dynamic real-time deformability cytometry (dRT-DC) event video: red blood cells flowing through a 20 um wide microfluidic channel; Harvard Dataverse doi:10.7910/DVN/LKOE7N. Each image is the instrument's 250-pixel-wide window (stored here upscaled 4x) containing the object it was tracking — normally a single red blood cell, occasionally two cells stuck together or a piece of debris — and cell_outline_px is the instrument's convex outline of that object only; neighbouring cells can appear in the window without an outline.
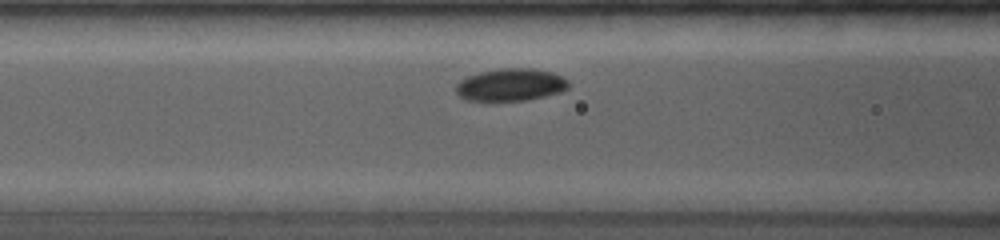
{"species": "common noctule bat (a hibernating species)", "species_latin": "Nyctalus noctula", "temperature_condition": "room temperature", "stored_images_in_passage": 13, "camera_frame_rate_fps": 4000, "um_per_image_px": 0.085, "animal": {"sex": "female", "body_mass_g": 19.0, "forearm_length_mm": 53.3}, "frame": {"image": 1, "passage_image": 6, "time_ms": 2.5, "image_size_px": [1000, 240], "cell_outline_px": [[568, 88], [560, 92], [528, 100], [468, 100], [460, 96], [456, 92], [456, 84], [460, 80], [468, 76], [480, 72], [504, 68], [532, 68], [552, 72], [568, 80]], "centroid_in_image_um": [43.41, 7.2], "position_along_channel_um": 123.2, "area_um2": 21.04}}
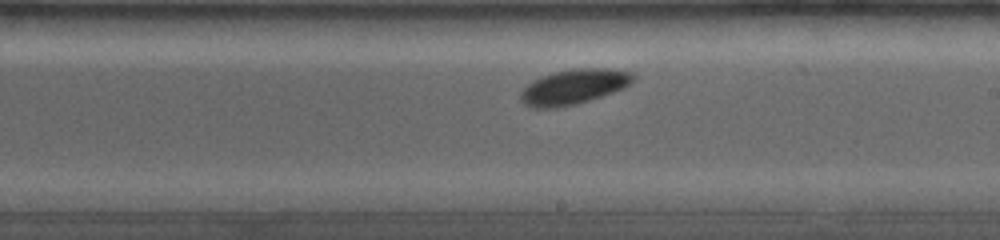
{"frame": {"image": 2, "passage_image": 13, "time_ms": 5.5, "image_size_px": [1000, 240], "cell_outline_px": [[636, 80], [624, 88], [576, 104], [556, 108], [532, 108], [524, 104], [520, 100], [520, 92], [528, 84], [544, 76], [556, 72], [580, 68], [608, 68], [632, 72], [636, 76]], "centroid_in_image_um": [48.8, 7.38], "position_along_channel_um": 240.2, "area_um2": 22.77}}